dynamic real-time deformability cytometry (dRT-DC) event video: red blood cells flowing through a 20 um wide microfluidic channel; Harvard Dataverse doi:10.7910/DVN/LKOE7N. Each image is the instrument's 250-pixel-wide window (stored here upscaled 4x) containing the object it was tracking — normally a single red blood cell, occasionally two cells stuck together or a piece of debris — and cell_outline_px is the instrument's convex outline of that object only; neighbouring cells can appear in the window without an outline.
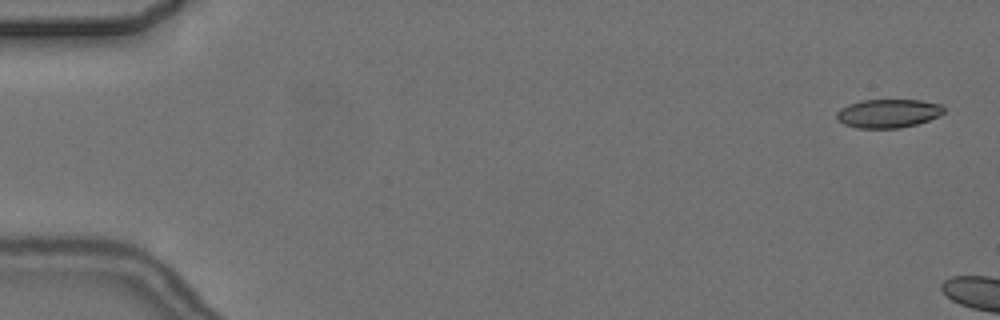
{"species": "common noctule bat (a hibernating species)", "species_latin": "Nyctalus noctula", "temperature_condition": "cold", "stored_images_in_passage": 2, "camera_frame_rate_fps": 3000, "um_per_image_px": 0.085, "animal": {"sex": "female", "body_mass_g": 24.6, "forearm_length_mm": 56.2}, "frame": {"image": 1, "passage_image": 1, "time_ms": 0.0, "image_size_px": [1000, 320], "cell_outline_px": [[944, 112], [940, 116], [916, 124], [900, 128], [856, 128], [844, 124], [836, 120], [836, 112], [840, 108], [848, 104], [860, 100], [920, 100], [944, 104]], "centroid_in_image_um": [75.49, 9.63], "position_along_channel_um": 9.5, "area_um2": 18.15}}